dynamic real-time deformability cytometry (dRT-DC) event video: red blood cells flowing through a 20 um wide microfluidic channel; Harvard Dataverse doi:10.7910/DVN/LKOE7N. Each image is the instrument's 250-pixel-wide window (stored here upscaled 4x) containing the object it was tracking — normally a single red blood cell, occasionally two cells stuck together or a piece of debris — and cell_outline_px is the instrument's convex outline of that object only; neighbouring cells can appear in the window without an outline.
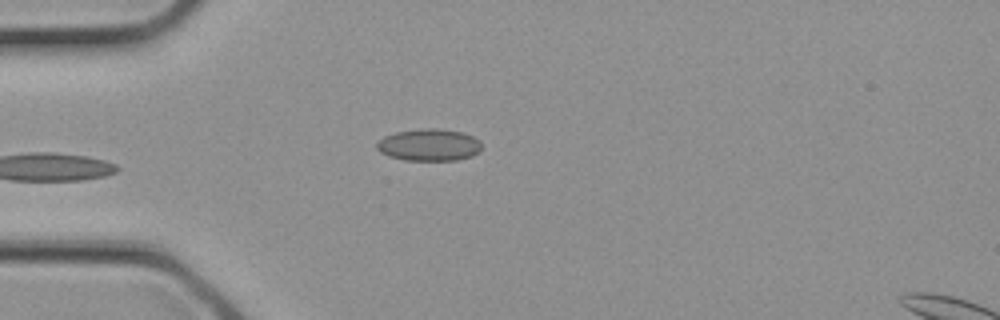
{"species": "common noctule bat (a hibernating species)", "species_latin": "Nyctalus noctula", "temperature_condition": "cold", "stored_images_in_passage": 3, "camera_frame_rate_fps": 3000, "um_per_image_px": 0.085, "animal": {"sex": "female", "body_mass_g": 21.9}, "frame": {"image": 1, "passage_image": 2, "time_ms": 0.333, "image_size_px": [1000, 320], "cell_outline_px": [[480, 148], [472, 156], [456, 160], [404, 160], [388, 156], [380, 152], [376, 148], [376, 144], [384, 136], [396, 132], [420, 128], [440, 128], [464, 132], [480, 140]], "centroid_in_image_um": [36.45, 12.3], "position_along_channel_um": 48.5, "area_um2": 19.65}}